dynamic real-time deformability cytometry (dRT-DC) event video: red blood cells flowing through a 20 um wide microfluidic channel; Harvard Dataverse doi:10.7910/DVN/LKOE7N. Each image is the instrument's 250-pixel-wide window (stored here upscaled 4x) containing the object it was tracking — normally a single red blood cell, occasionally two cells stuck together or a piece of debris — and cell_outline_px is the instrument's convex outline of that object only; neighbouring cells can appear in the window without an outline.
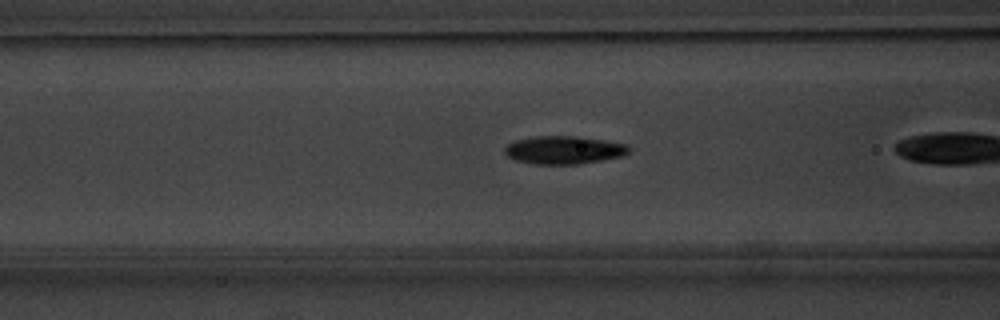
{"species": "common noctule bat (a hibernating species)", "species_latin": "Nyctalus noctula", "temperature_condition": "warm", "stored_images_in_passage": 26, "camera_frame_rate_fps": 3000, "um_per_image_px": 0.085, "animal": {"sex": "male", "body_mass_g": 20.1, "forearm_length_mm": 53.5}, "frame": {"image": 1, "passage_image": 5, "time_ms": 1.333, "image_size_px": [1000, 320], "cell_outline_px": [[632, 148], [628, 152], [620, 156], [580, 164], [536, 164], [516, 160], [508, 156], [504, 152], [504, 148], [508, 144], [516, 140], [532, 136], [580, 136], [628, 144]], "centroid_in_image_um": [47.93, 12.74], "position_along_channel_um": 118.7, "area_um2": 20.29}}